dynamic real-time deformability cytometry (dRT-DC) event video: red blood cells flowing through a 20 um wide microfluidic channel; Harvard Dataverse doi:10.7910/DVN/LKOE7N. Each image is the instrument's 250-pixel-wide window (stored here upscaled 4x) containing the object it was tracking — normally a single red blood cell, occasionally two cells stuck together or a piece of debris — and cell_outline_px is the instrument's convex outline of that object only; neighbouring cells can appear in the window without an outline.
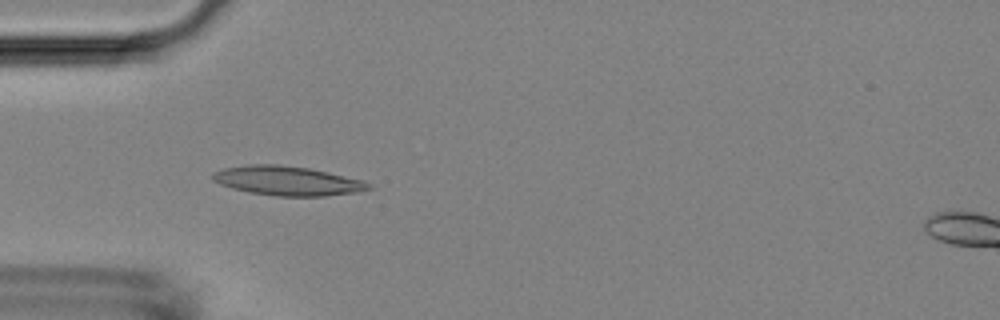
{"species": "Egyptian fruit bat (a non-hibernating species)", "species_latin": "Rousettus aegyptiacus", "temperature_condition": "room temperature", "stored_images_in_passage": 52, "camera_frame_rate_fps": 3000, "um_per_image_px": 0.085, "animal": {"sex": "female"}, "frame": {"image": 1, "passage_image": 16, "time_ms": 5.0, "image_size_px": [1000, 320], "cell_outline_px": [[372, 188], [356, 192], [328, 196], [276, 196], [248, 192], [232, 188], [220, 184], [212, 180], [212, 172], [224, 168], [248, 164], [280, 164], [308, 168], [328, 172], [364, 180]], "centroid_in_image_um": [24.4, 15.36], "position_along_channel_um": 60.6, "area_um2": 26.7}}
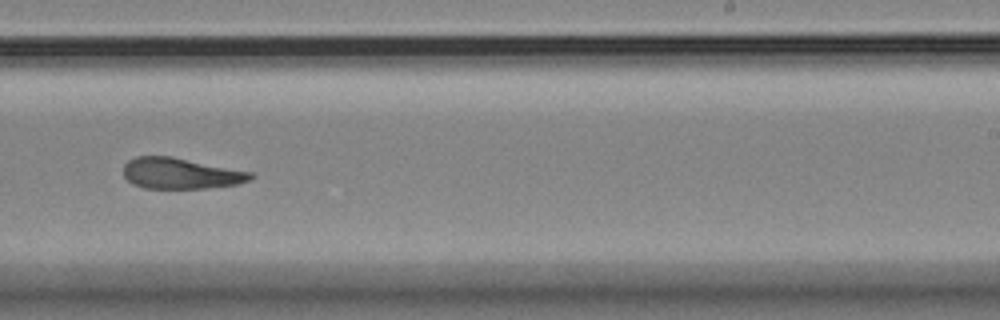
{"frame": {"image": 2, "passage_image": 33, "time_ms": 10.667, "image_size_px": [1000, 320], "cell_outline_px": [[256, 176], [252, 180], [236, 184], [208, 188], [144, 188], [132, 184], [124, 176], [124, 164], [128, 160], [136, 156], [172, 156], [252, 172]], "centroid_in_image_um": [15.37, 14.73], "position_along_channel_um": 273.6, "area_um2": 23.06}}
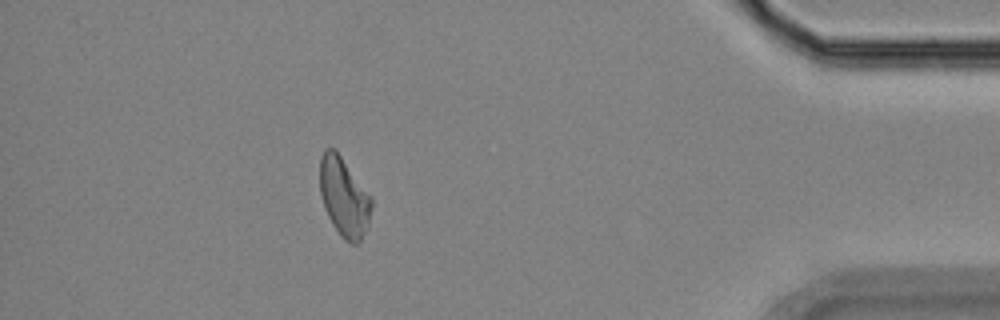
{"frame": {"image": 3, "passage_image": 47, "time_ms": 15.333, "image_size_px": [1000, 320], "cell_outline_px": [[372, 208], [368, 224], [360, 244], [352, 244], [344, 240], [340, 236], [332, 224], [324, 208], [320, 192], [320, 156], [324, 148], [332, 148], [340, 156], [372, 196]], "centroid_in_image_um": [29.25, 16.79], "position_along_channel_um": 406.0, "area_um2": 23.87}, "authors_computed_cell_mechanics": {"area_um2": 24.1604, "velocity_mm_per_s": 3.7957, "shape_relaxation_time_tau1_ms": null, "shape_relaxation_time_tau2_ms": 4.7202, "deformation_change_tau1": null, "deformation_change_tau2": 0.1083}}